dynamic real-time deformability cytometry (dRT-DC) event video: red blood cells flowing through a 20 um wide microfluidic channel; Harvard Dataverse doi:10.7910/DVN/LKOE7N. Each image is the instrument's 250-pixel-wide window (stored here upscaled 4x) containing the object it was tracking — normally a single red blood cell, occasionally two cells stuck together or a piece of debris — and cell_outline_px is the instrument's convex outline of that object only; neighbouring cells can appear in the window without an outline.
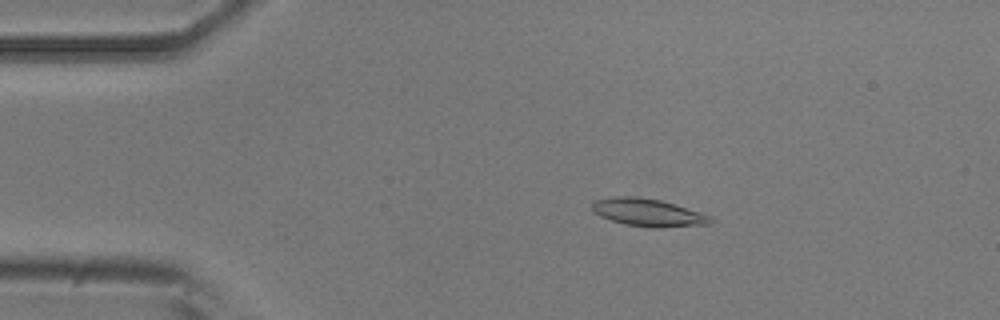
{"species": "common noctule bat (a hibernating species)", "species_latin": "Nyctalus noctula", "temperature_condition": "room temperature", "stored_images_in_passage": 51, "camera_frame_rate_fps": 3000, "um_per_image_px": 0.085, "animal": {"sex": "male", "body_mass_g": 20.5, "forearm_length_mm": 52.5}, "frame": {"image": 1, "passage_image": 9, "time_ms": 2.667, "image_size_px": [1000, 320], "cell_outline_px": [[716, 220], [712, 224], [660, 228], [648, 228], [624, 224], [600, 216], [592, 212], [592, 204], [596, 200], [612, 196], [636, 196], [660, 200], [700, 212], [712, 216]], "centroid_in_image_um": [55.11, 18.08], "position_along_channel_um": 29.9, "area_um2": 19.36}}
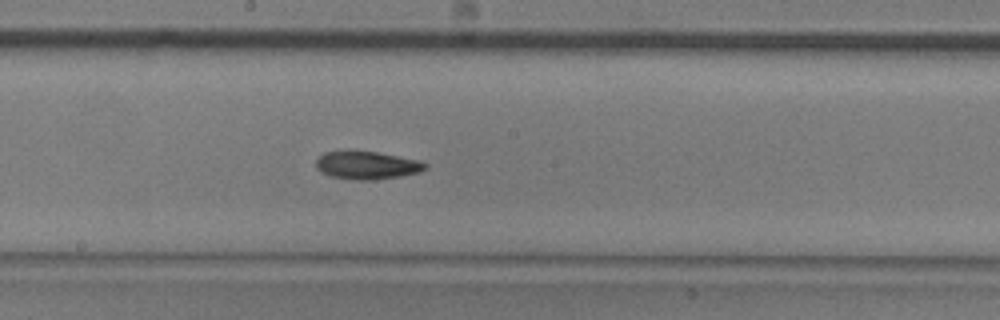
{"frame": {"image": 2, "passage_image": 27, "time_ms": 8.667, "image_size_px": [1000, 320], "cell_outline_px": [[428, 168], [420, 172], [400, 176], [372, 180], [356, 180], [328, 176], [320, 172], [316, 168], [316, 160], [324, 152], [376, 152], [420, 160], [428, 164]], "centroid_in_image_um": [31.21, 14.07], "position_along_channel_um": 217.0, "area_um2": 17.69}}
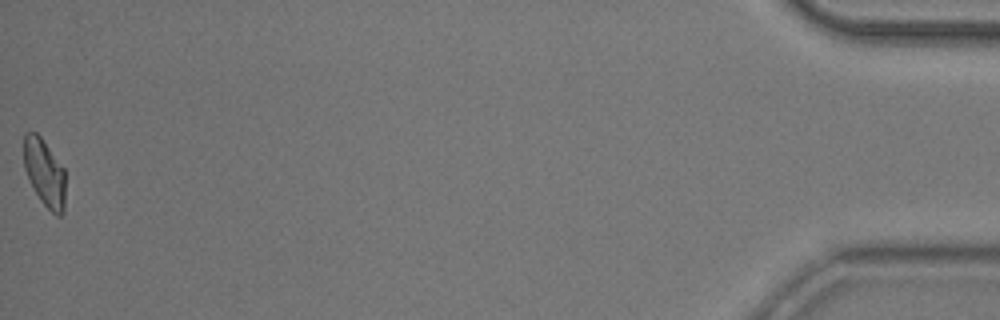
{"frame": {"image": 3, "passage_image": 51, "time_ms": 16.667, "image_size_px": [1000, 320], "cell_outline_px": [[64, 212], [60, 216], [56, 216], [40, 200], [24, 168], [24, 132], [36, 132], [40, 136], [64, 168]], "centroid_in_image_um": [3.78, 14.68], "position_along_channel_um": 431.4, "area_um2": 16.07}, "authors_computed_cell_mechanics": {"area_um2": 17.6868, "velocity_mm_per_s": 3.947, "shape_relaxation_time_tau1_ms": 6.4163, "shape_relaxation_time_tau2_ms": null, "deformation_change_tau1": 0.1741, "deformation_change_tau2": null}}